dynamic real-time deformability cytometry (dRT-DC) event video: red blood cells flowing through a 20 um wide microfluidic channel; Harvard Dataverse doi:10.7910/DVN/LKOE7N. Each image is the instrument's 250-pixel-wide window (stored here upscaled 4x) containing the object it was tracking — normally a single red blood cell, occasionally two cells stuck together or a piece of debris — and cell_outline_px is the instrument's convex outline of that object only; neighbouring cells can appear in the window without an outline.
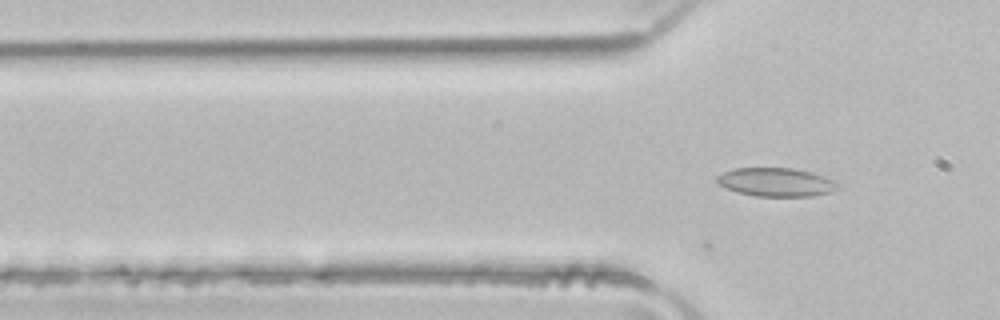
{"species": "common noctule bat (a hibernating species)", "species_latin": "Nyctalus noctula", "temperature_condition": "room temperature", "stored_images_in_passage": 37, "camera_frame_rate_fps": 3000, "um_per_image_px": 0.085, "animal": {"sex": "male", "body_mass_g": 21.5, "forearm_length_mm": 52.0}, "frame": {"image": 1, "passage_image": 15, "time_ms": 4.667, "image_size_px": [1000, 320], "cell_outline_px": [[840, 188], [832, 192], [812, 196], [756, 196], [736, 192], [716, 184], [716, 176], [724, 172], [736, 168], [792, 168], [812, 172], [836, 180], [840, 184]], "centroid_in_image_um": [66.0, 15.48], "position_along_channel_um": 59.8, "area_um2": 20.4}}
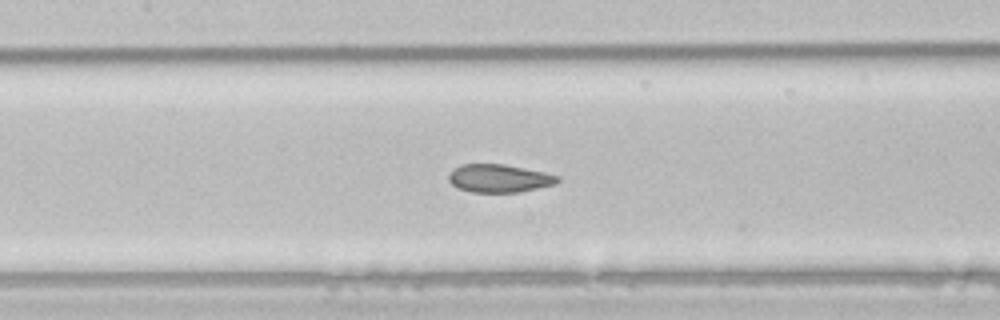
{"frame": {"image": 2, "passage_image": 23, "time_ms": 7.333, "image_size_px": [1000, 320], "cell_outline_px": [[560, 180], [556, 184], [516, 192], [472, 192], [456, 188], [448, 180], [448, 176], [452, 168], [460, 164], [504, 164], [544, 172], [560, 176]], "centroid_in_image_um": [42.39, 15.15], "position_along_channel_um": 165.0, "area_um2": 17.86}}
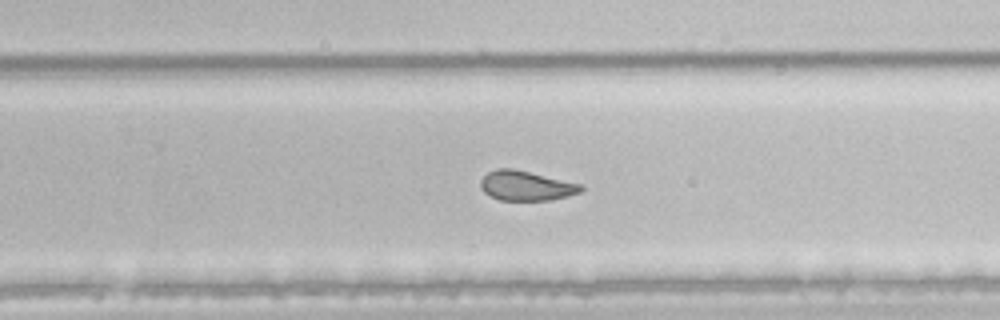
{"frame": {"image": 3, "passage_image": 32, "time_ms": 10.333, "image_size_px": [1000, 320], "cell_outline_px": [[584, 188], [580, 192], [568, 196], [552, 200], [500, 200], [484, 192], [480, 188], [480, 180], [488, 172], [496, 168], [512, 168], [580, 184]], "centroid_in_image_um": [44.69, 15.79], "position_along_channel_um": 285.1, "area_um2": 17.22}}